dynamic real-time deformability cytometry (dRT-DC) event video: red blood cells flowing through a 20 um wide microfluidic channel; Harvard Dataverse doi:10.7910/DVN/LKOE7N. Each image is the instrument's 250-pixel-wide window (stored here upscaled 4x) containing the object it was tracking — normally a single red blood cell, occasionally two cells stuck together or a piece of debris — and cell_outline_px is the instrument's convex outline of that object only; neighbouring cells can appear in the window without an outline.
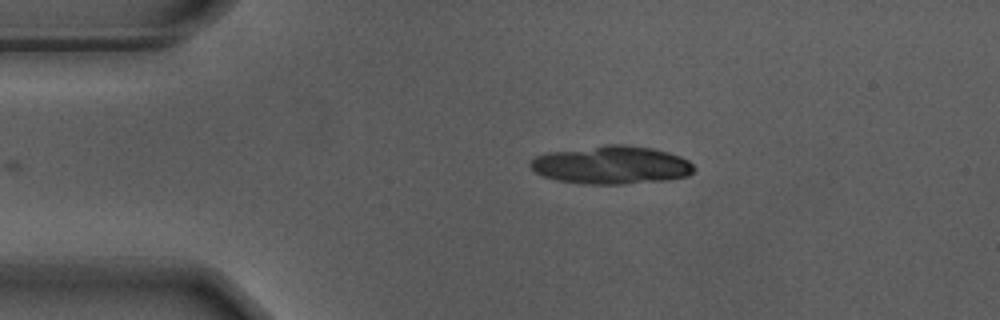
{"species": "Egyptian fruit bat (a non-hibernating species)", "species_latin": "Rousettus aegyptiacus", "temperature_condition": "warm", "stored_images_in_passage": 8, "camera_frame_rate_fps": 3000, "um_per_image_px": 0.085, "animal": {"sex": "male"}, "frame": {"image": 1, "passage_image": 1, "time_ms": 0.0, "image_size_px": [1000, 320], "cell_outline_px": [[696, 168], [688, 176], [668, 180], [624, 184], [588, 184], [560, 180], [544, 176], [536, 172], [528, 164], [536, 156], [548, 152], [608, 144], [624, 144], [652, 148], [668, 152], [680, 156], [688, 160]], "centroid_in_image_um": [52.01, 14.02], "position_along_channel_um": 33.0, "area_um2": 36.3}}